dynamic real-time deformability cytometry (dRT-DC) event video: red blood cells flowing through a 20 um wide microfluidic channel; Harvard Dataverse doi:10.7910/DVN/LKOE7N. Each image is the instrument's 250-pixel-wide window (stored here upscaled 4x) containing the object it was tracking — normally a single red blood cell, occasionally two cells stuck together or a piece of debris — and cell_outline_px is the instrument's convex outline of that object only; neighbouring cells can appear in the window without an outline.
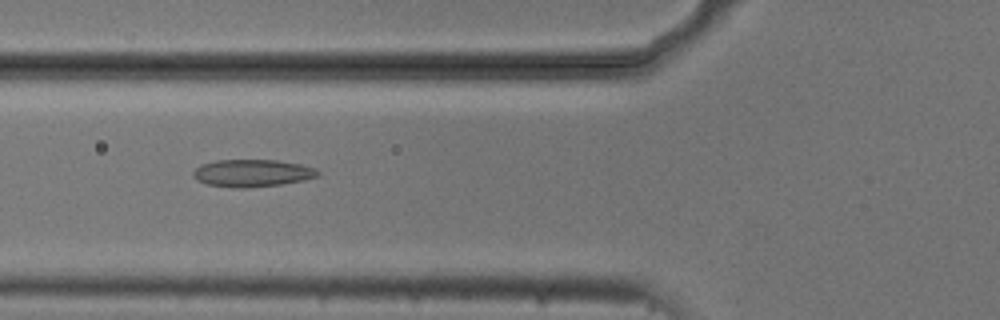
{"species": "common noctule bat (a hibernating species)", "species_latin": "Nyctalus noctula", "temperature_condition": "cold", "stored_images_in_passage": 50, "camera_frame_rate_fps": 3000, "um_per_image_px": 0.085, "animal": {"sex": "male", "body_mass_g": 20.5, "forearm_length_mm": 52.5}, "frame": {"image": 1, "passage_image": 20, "time_ms": 6.333, "image_size_px": [1000, 320], "cell_outline_px": [[320, 176], [304, 180], [280, 184], [244, 188], [232, 188], [208, 184], [196, 180], [192, 176], [192, 172], [200, 164], [216, 160], [276, 160], [300, 164], [316, 168], [320, 172]], "centroid_in_image_um": [21.43, 14.71], "position_along_channel_um": 104.4, "area_um2": 20.0}}
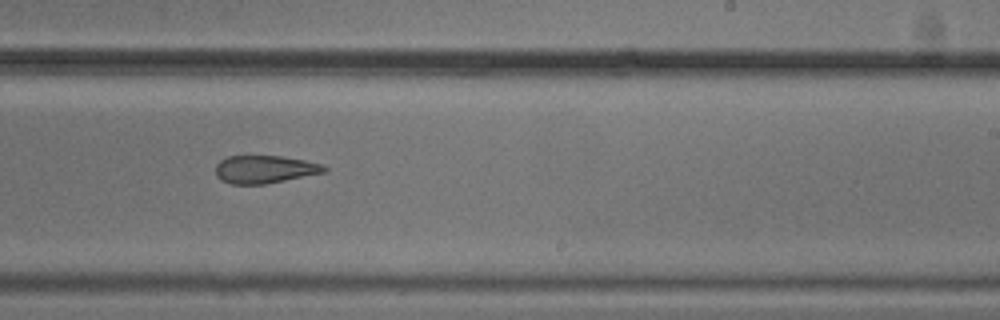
{"frame": {"image": 2, "passage_image": 33, "time_ms": 10.667, "image_size_px": [1000, 320], "cell_outline_px": [[328, 168], [324, 172], [264, 184], [232, 184], [220, 180], [216, 176], [216, 164], [220, 160], [228, 156], [284, 156], [324, 164]], "centroid_in_image_um": [22.48, 14.38], "position_along_channel_um": 266.5, "area_um2": 17.57}}
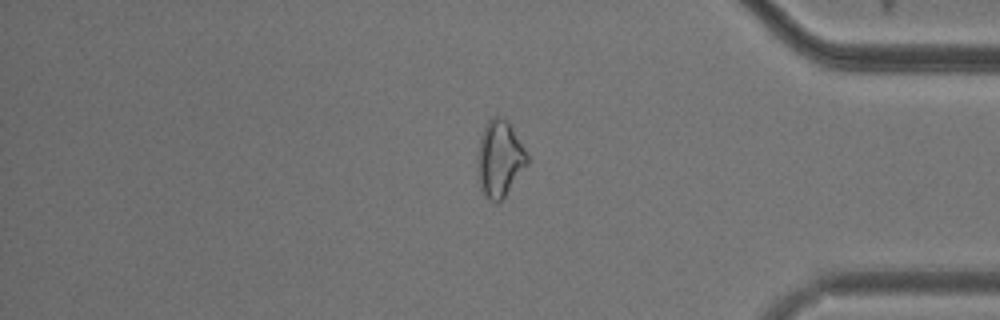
{"frame": {"image": 3, "passage_image": 45, "time_ms": 14.667, "image_size_px": [1000, 320], "cell_outline_px": [[528, 164], [504, 196], [500, 200], [492, 200], [480, 188], [476, 164], [476, 156], [480, 136], [488, 120], [492, 116], [504, 116], [508, 120], [524, 148], [528, 156]], "centroid_in_image_um": [42.45, 13.41], "position_along_channel_um": 392.8, "area_um2": 22.02}}